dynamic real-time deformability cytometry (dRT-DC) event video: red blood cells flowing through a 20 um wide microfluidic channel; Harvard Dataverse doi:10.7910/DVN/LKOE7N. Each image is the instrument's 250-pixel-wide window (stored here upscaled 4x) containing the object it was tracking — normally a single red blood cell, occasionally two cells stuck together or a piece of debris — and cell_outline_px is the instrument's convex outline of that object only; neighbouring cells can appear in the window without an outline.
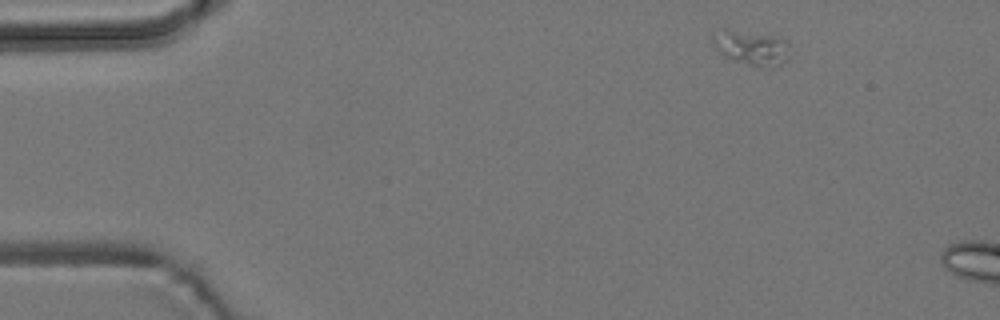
{"species": "common noctule bat (a hibernating species)", "species_latin": "Nyctalus noctula", "temperature_condition": "room temperature", "stored_images_in_passage": 3, "camera_frame_rate_fps": 3000, "um_per_image_px": 0.085, "animal": {"sex": "male", "body_mass_g": 19.2, "forearm_length_mm": 51.8}, "frame": {"image": 1, "passage_image": 1, "time_ms": 0.0, "image_size_px": [1000, 320], "cell_outline_px": [[788, 60], [772, 68], [764, 68], [732, 60], [724, 56], [712, 44], [712, 36], [724, 28], [728, 28], [772, 36], [788, 40]], "centroid_in_image_um": [63.87, 4.06], "position_along_channel_um": 21.1, "area_um2": 15.66}}